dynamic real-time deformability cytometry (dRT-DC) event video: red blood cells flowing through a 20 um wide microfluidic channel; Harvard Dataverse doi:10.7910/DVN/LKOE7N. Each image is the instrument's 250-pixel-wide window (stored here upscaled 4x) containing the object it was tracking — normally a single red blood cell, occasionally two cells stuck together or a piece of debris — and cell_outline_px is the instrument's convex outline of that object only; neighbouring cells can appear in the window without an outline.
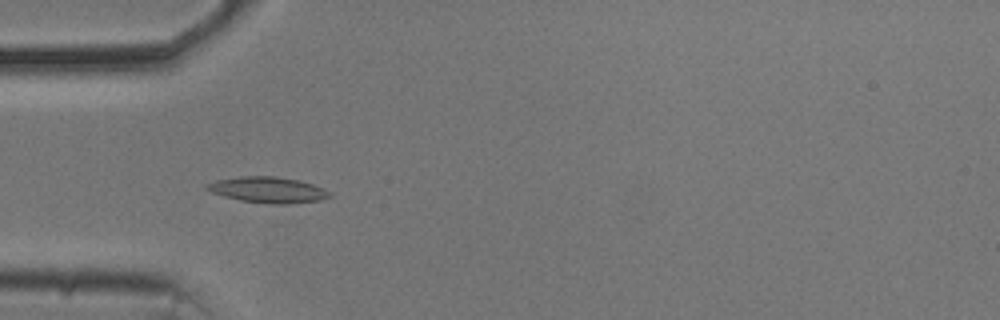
{"species": "common noctule bat (a hibernating species)", "species_latin": "Nyctalus noctula", "temperature_condition": "cold", "stored_images_in_passage": 43, "camera_frame_rate_fps": 3000, "um_per_image_px": 0.085, "animal": {"sex": "male", "body_mass_g": 20.5, "forearm_length_mm": 52.5}, "frame": {"image": 1, "passage_image": 5, "time_ms": 1.333, "image_size_px": [1000, 320], "cell_outline_px": [[332, 196], [320, 200], [288, 204], [272, 204], [240, 200], [224, 196], [212, 192], [204, 188], [204, 184], [216, 180], [240, 176], [276, 176], [300, 180], [312, 184], [332, 192]], "centroid_in_image_um": [22.77, 16.13], "position_along_channel_um": 62.2, "area_um2": 18.61}}
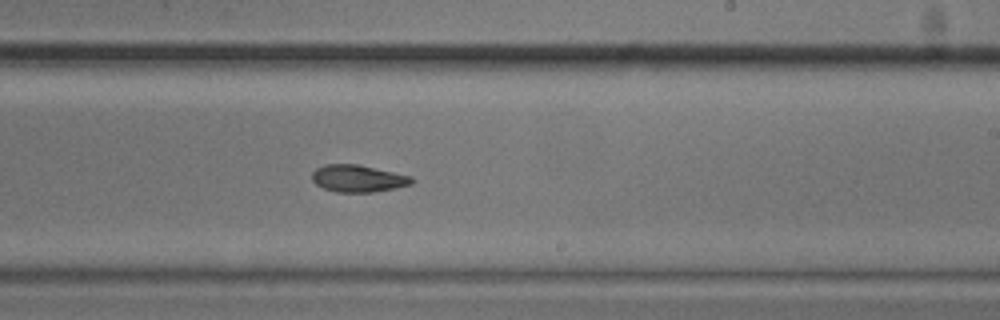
{"frame": {"image": 2, "passage_image": 21, "time_ms": 6.667, "image_size_px": [1000, 320], "cell_outline_px": [[416, 180], [412, 184], [396, 188], [372, 192], [336, 192], [324, 188], [316, 184], [312, 180], [312, 172], [316, 168], [324, 164], [356, 164], [412, 176]], "centroid_in_image_um": [30.44, 15.17], "position_along_channel_um": 258.6, "area_um2": 15.78}}
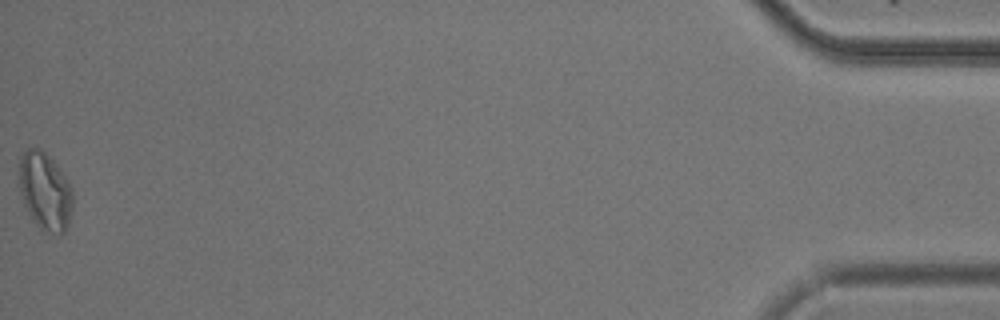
{"frame": {"image": 3, "passage_image": 43, "time_ms": 14.0, "image_size_px": [1000, 320], "cell_outline_px": [[72, 208], [68, 224], [64, 232], [60, 236], [56, 236], [40, 228], [32, 220], [24, 204], [20, 192], [20, 156], [28, 148], [40, 148], [56, 164], [68, 180], [72, 188]], "centroid_in_image_um": [3.84, 16.29], "position_along_channel_um": 431.4, "area_um2": 24.28}, "authors_computed_cell_mechanics": {"area_um2": 16.2996, "velocity_mm_per_s": 3.6964, "shape_relaxation_time_tau1_ms": null, "shape_relaxation_time_tau2_ms": 4.1258, "deformation_change_tau1": null, "deformation_change_tau2": 0.0946}}